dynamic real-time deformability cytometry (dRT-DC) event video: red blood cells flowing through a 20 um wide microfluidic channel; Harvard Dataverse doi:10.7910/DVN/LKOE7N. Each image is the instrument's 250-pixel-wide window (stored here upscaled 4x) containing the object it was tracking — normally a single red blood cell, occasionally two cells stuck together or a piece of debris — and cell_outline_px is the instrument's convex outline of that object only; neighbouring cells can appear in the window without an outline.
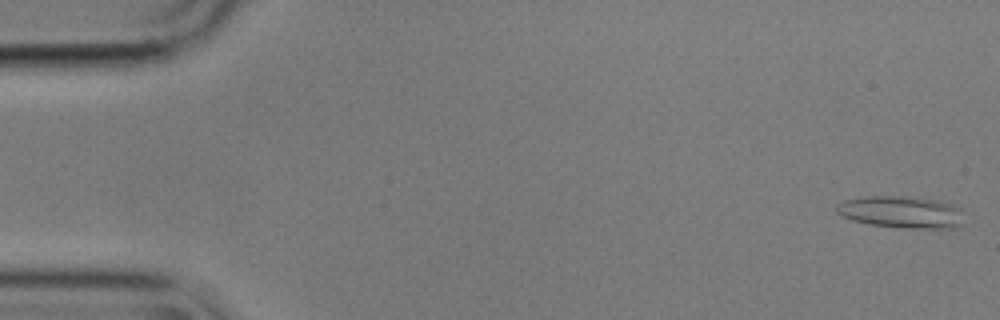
{"species": "common noctule bat (a hibernating species)", "species_latin": "Nyctalus noctula", "temperature_condition": "cold", "stored_images_in_passage": 56, "camera_frame_rate_fps": 3000, "um_per_image_px": 0.085, "animal": {"sex": "male", "body_mass_g": 17.9}, "frame": {"image": 1, "passage_image": 2, "time_ms": 0.333, "image_size_px": [1000, 320], "cell_outline_px": [[964, 224], [960, 228], [908, 228], [872, 224], [852, 220], [840, 216], [836, 212], [836, 204], [844, 200], [864, 196], [916, 196], [940, 200], [964, 208]], "centroid_in_image_um": [76.71, 18.01], "position_along_channel_um": 8.3, "area_um2": 24.51}}
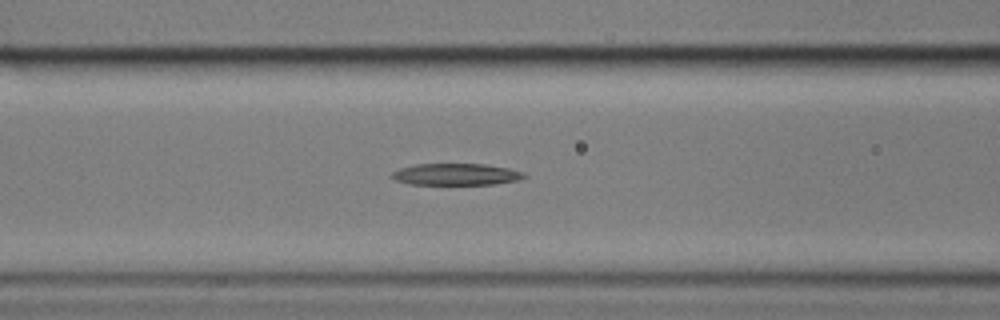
{"frame": {"image": 2, "passage_image": 23, "time_ms": 7.333, "image_size_px": [1000, 320], "cell_outline_px": [[528, 176], [520, 180], [496, 184], [408, 184], [396, 180], [388, 176], [392, 172], [400, 168], [416, 164], [484, 164], [508, 168], [524, 172]], "centroid_in_image_um": [38.78, 14.82], "position_along_channel_um": 127.8, "area_um2": 16.82}}
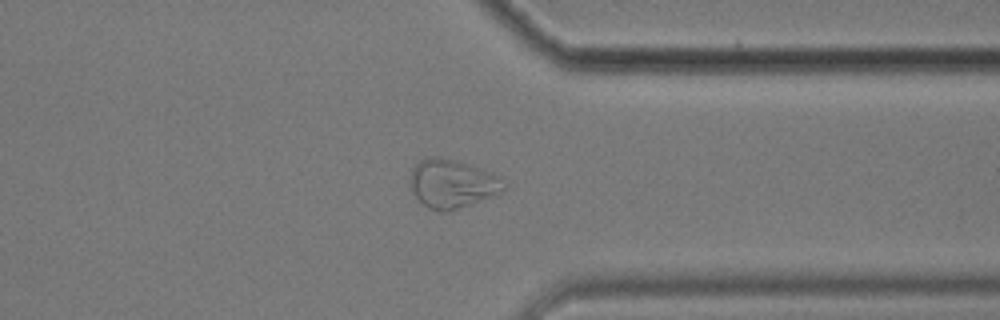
{"frame": {"image": 3, "passage_image": 44, "time_ms": 14.333, "image_size_px": [1000, 320], "cell_outline_px": [[508, 188], [504, 192], [496, 196], [448, 212], [444, 212], [428, 208], [412, 192], [408, 180], [412, 168], [420, 160], [428, 156], [440, 156], [456, 160], [484, 168], [500, 176], [508, 184]], "centroid_in_image_um": [38.5, 15.6], "position_along_channel_um": 372.9, "area_um2": 27.46}, "authors_computed_cell_mechanics": {"area_um2": 19.5653, "velocity_mm_per_s": 3.5419, "shape_relaxation_time_tau1_ms": null, "shape_relaxation_time_tau2_ms": 5.6443, "deformation_change_tau1": null, "deformation_change_tau2": 0.1287}}